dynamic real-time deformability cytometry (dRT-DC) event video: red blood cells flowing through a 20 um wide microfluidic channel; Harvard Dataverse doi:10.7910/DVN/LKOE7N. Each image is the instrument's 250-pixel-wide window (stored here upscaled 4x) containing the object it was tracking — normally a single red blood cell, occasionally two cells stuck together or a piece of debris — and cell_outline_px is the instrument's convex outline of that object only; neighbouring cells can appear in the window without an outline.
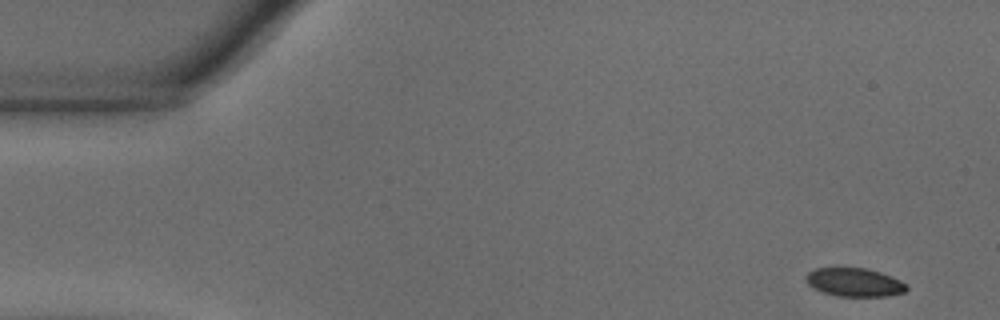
{"species": "common noctule bat (a hibernating species)", "species_latin": "Nyctalus noctula", "temperature_condition": "warm", "stored_images_in_passage": 52, "camera_frame_rate_fps": 3000, "um_per_image_px": 0.085, "animal": {"sex": "male", "body_mass_g": 18.8}, "frame": {"image": 1, "passage_image": 1, "time_ms": 0.0, "image_size_px": [1000, 320], "cell_outline_px": [[908, 288], [904, 292], [884, 296], [836, 296], [824, 292], [808, 284], [804, 276], [808, 272], [816, 268], [868, 268], [880, 272], [900, 280], [908, 284]], "centroid_in_image_um": [72.64, 23.99], "position_along_channel_um": 12.4, "area_um2": 16.59}}
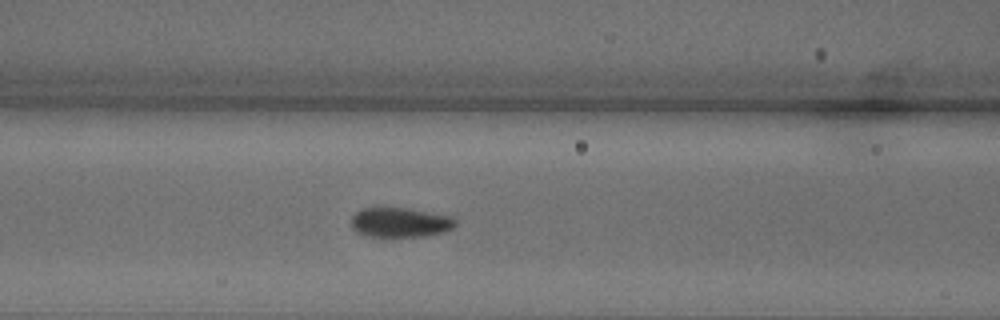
{"frame": {"image": 2, "passage_image": 20, "time_ms": 6.333, "image_size_px": [1000, 320], "cell_outline_px": [[456, 224], [452, 228], [444, 232], [424, 236], [364, 236], [356, 232], [352, 228], [352, 216], [360, 208], [404, 208], [452, 216], [456, 220]], "centroid_in_image_um": [33.99, 18.91], "position_along_channel_um": 132.6, "area_um2": 17.92}}
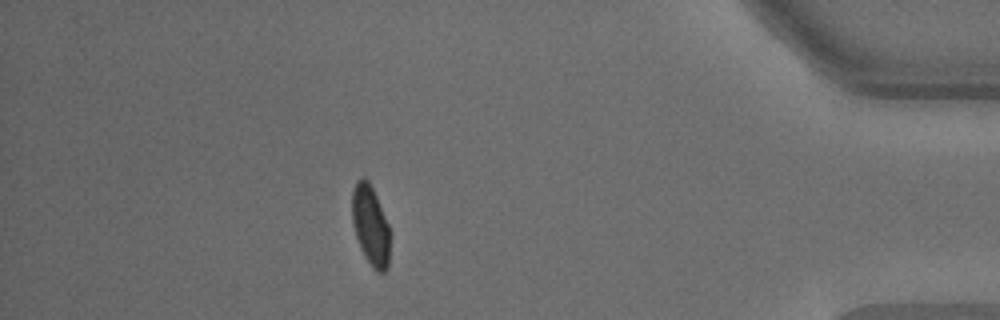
{"frame": {"image": 3, "passage_image": 46, "time_ms": 15.0, "image_size_px": [1000, 320], "cell_outline_px": [[388, 268], [384, 272], [376, 272], [372, 268], [364, 256], [360, 248], [352, 224], [352, 192], [356, 180], [360, 176], [364, 176], [368, 180], [376, 196], [388, 224]], "centroid_in_image_um": [31.46, 19.15], "position_along_channel_um": 403.7, "area_um2": 17.57}, "authors_computed_cell_mechanics": {"area_um2": 18.3226, "velocity_mm_per_s": 3.6552, "shape_relaxation_time_tau1_ms": 3.3585, "shape_relaxation_time_tau2_ms": null, "deformation_change_tau1": 0.1231, "deformation_change_tau2": null}}